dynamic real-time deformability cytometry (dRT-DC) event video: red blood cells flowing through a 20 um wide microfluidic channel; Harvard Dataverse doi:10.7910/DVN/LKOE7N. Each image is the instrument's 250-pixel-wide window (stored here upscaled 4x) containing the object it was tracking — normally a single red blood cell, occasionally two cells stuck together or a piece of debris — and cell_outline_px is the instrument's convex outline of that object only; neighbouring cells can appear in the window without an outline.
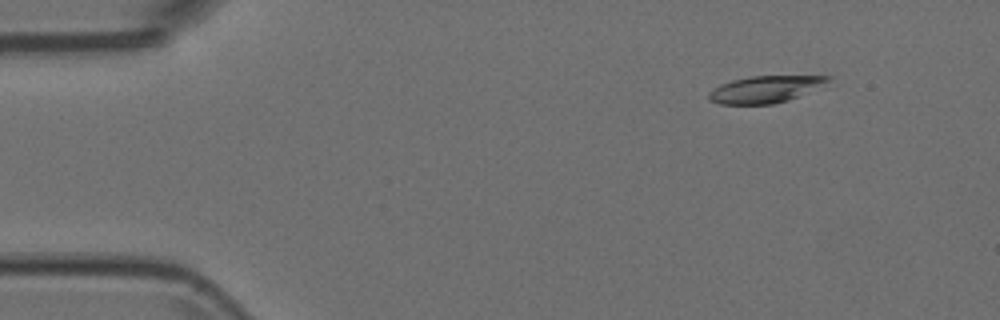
{"species": "Egyptian fruit bat (a non-hibernating species)", "species_latin": "Rousettus aegyptiacus", "temperature_condition": "room temperature", "stored_images_in_passage": 53, "camera_frame_rate_fps": 3000, "um_per_image_px": 0.085, "animal": {"sex": "female"}, "frame": {"image": 1, "passage_image": 6, "time_ms": 1.667, "image_size_px": [1000, 320], "cell_outline_px": [[832, 76], [828, 80], [788, 100], [772, 104], [720, 104], [708, 100], [708, 92], [712, 88], [720, 84], [732, 80], [748, 76]], "centroid_in_image_um": [64.87, 7.59], "position_along_channel_um": 20.1, "area_um2": 18.15}}
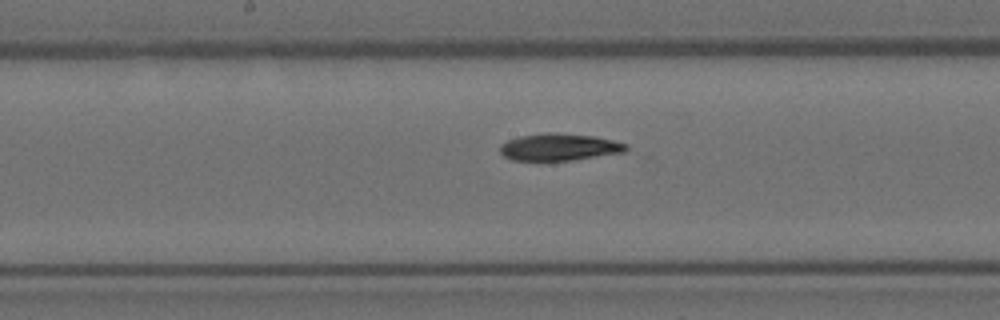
{"frame": {"image": 2, "passage_image": 27, "time_ms": 8.667, "image_size_px": [1000, 320], "cell_outline_px": [[628, 148], [624, 152], [572, 160], [512, 160], [504, 156], [500, 152], [500, 144], [508, 140], [520, 136], [544, 132], [548, 132], [596, 136], [628, 144]], "centroid_in_image_um": [47.53, 12.49], "position_along_channel_um": 200.7, "area_um2": 19.83}}
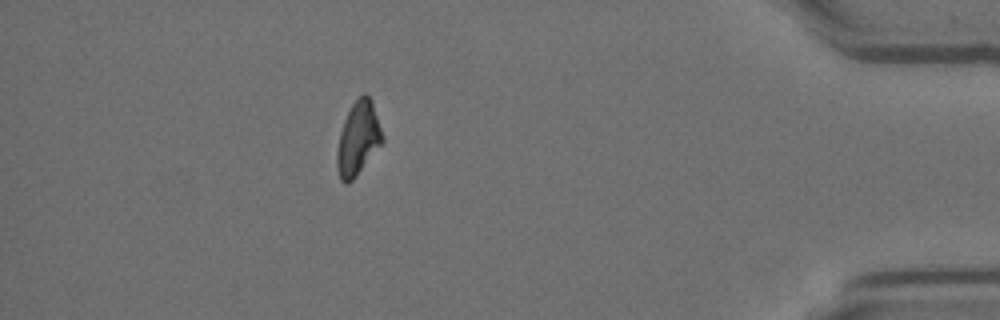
{"frame": {"image": 3, "passage_image": 47, "time_ms": 15.333, "image_size_px": [1000, 320], "cell_outline_px": [[384, 140], [356, 176], [348, 184], [344, 184], [340, 180], [336, 168], [336, 152], [340, 132], [344, 120], [352, 104], [364, 92], [372, 100], [384, 136]], "centroid_in_image_um": [30.43, 11.79], "position_along_channel_um": 404.8, "area_um2": 19.48}}